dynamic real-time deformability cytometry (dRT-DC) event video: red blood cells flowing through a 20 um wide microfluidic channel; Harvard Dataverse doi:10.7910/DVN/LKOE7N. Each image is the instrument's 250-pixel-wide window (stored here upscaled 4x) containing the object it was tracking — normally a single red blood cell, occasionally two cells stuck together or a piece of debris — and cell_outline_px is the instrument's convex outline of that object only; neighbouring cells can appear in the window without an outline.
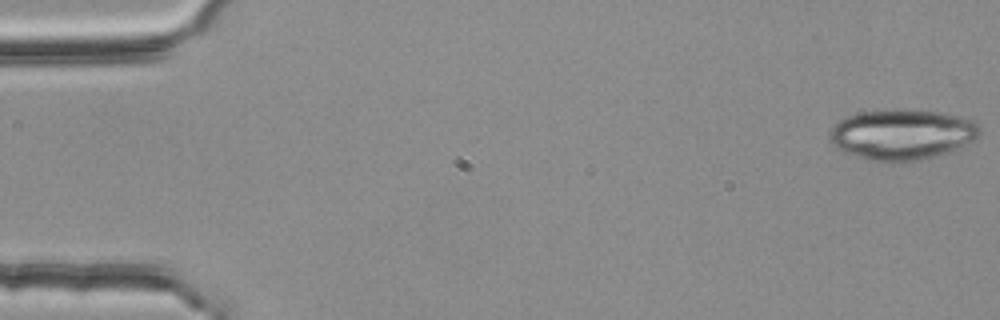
{"species": "common noctule bat (a hibernating species)", "species_latin": "Nyctalus noctula", "temperature_condition": "room temperature", "stored_images_in_passage": 54, "camera_frame_rate_fps": 3000, "um_per_image_px": 0.085, "animal": {"sex": "female", "body_mass_g": 25.1}, "frame": {"image": 1, "passage_image": 1, "time_ms": 0.0, "image_size_px": [1000, 320], "cell_outline_px": [[980, 132], [972, 140], [948, 152], [936, 156], [920, 160], [868, 160], [840, 152], [832, 144], [828, 136], [832, 128], [840, 120], [848, 116], [860, 112], [936, 112], [960, 116], [972, 120], [980, 124]], "centroid_in_image_um": [76.64, 11.46], "position_along_channel_um": 8.4, "area_um2": 42.83}}
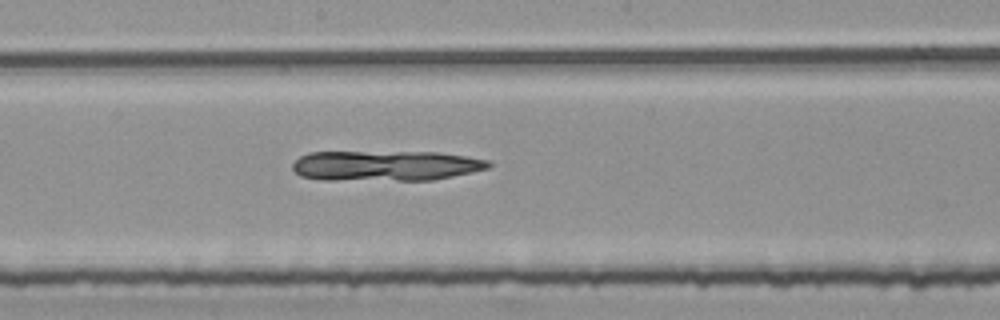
{"frame": {"image": 2, "passage_image": 29, "time_ms": 9.333, "image_size_px": [1000, 320], "cell_outline_px": [[492, 164], [488, 168], [472, 172], [432, 180], [320, 180], [300, 176], [292, 168], [292, 164], [300, 156], [308, 152], [440, 152], [488, 160]], "centroid_in_image_um": [32.75, 14.09], "position_along_channel_um": 215.5, "area_um2": 34.74}}
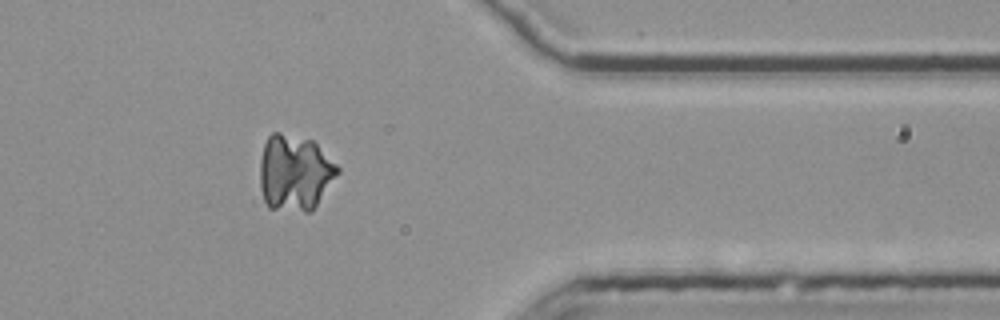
{"frame": {"image": 3, "passage_image": 44, "time_ms": 14.333, "image_size_px": [1000, 320], "cell_outline_px": [[340, 172], [312, 212], [304, 212], [268, 208], [264, 200], [260, 188], [260, 160], [264, 144], [268, 136], [272, 132], [280, 132], [312, 140], [340, 168]], "centroid_in_image_um": [25.05, 14.7], "position_along_channel_um": 386.4, "area_um2": 34.68}}